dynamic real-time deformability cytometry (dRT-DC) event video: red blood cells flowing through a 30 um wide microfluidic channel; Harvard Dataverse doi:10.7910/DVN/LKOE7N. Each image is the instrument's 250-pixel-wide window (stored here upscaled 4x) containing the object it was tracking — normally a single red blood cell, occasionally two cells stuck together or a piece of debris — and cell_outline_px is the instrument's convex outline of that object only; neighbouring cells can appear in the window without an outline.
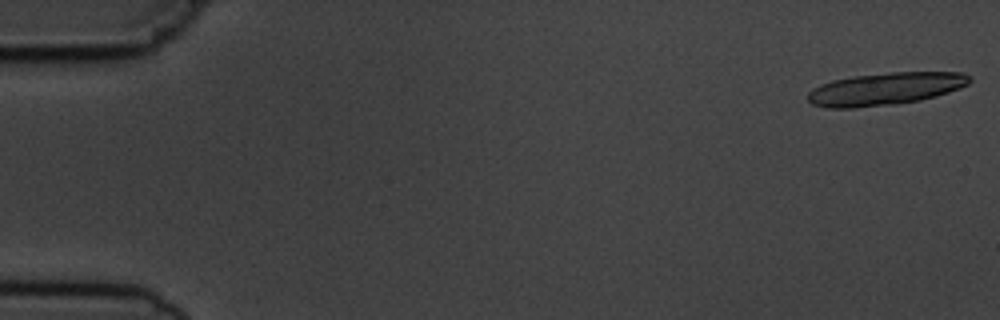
{"species": "common noctule bat (a hibernating species)", "species_latin": "Nyctalus noctula", "temperature_condition": "cold", "stored_images_in_passage": 5, "camera_frame_rate_fps": 3000, "um_per_image_px": 0.085, "animal": {"sex": "male", "body_mass_g": 19.5, "forearm_length_mm": 54.6}, "frame": {"image": 1, "passage_image": 1, "time_ms": 0.0, "image_size_px": [1000, 320], "cell_outline_px": [[972, 80], [968, 84], [960, 88], [936, 96], [920, 100], [892, 104], [852, 108], [828, 108], [812, 104], [808, 100], [808, 92], [812, 88], [820, 84], [832, 80], [852, 76], [888, 72], [964, 72], [972, 76]], "centroid_in_image_um": [75.26, 7.54], "position_along_channel_um": 9.7, "area_um2": 30.81}}